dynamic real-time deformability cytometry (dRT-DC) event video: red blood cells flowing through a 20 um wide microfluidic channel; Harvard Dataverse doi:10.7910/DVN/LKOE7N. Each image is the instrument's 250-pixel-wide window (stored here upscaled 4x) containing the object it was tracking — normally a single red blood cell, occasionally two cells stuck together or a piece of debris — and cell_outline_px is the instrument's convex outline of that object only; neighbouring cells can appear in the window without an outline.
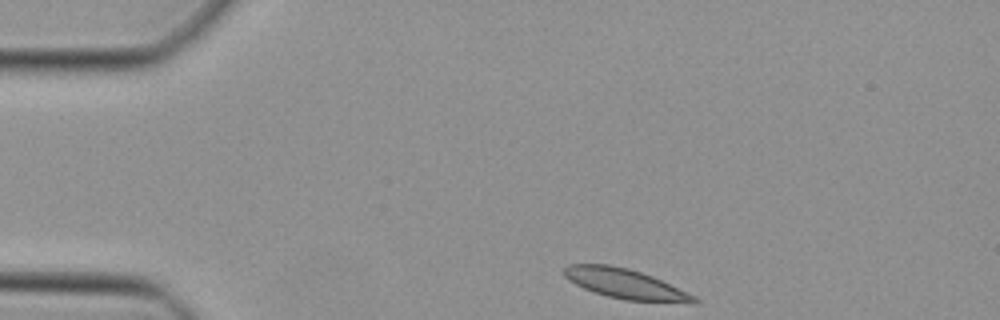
{"species": "Egyptian fruit bat (a non-hibernating species)", "species_latin": "Rousettus aegyptiacus", "temperature_condition": "cold", "stored_images_in_passage": 40, "camera_frame_rate_fps": 3000, "um_per_image_px": 0.085, "animal": {"sex": "female"}, "frame": {"image": 1, "passage_image": 1, "time_ms": 0.0, "image_size_px": [1000, 320], "cell_outline_px": [[700, 300], [696, 304], [692, 304], [624, 300], [608, 296], [584, 288], [568, 280], [564, 276], [564, 268], [568, 264], [608, 264], [628, 268], [652, 276], [688, 292], [696, 296]], "centroid_in_image_um": [53.22, 24.14], "position_along_channel_um": 31.8, "area_um2": 22.77}}
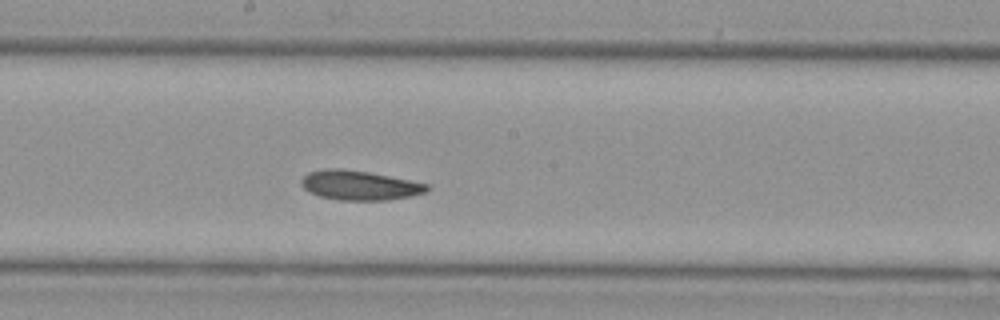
{"frame": {"image": 2, "passage_image": 18, "time_ms": 5.667, "image_size_px": [1000, 320], "cell_outline_px": [[432, 188], [424, 192], [408, 196], [388, 200], [340, 200], [320, 196], [308, 192], [300, 184], [300, 180], [308, 172], [324, 168], [340, 168], [368, 172], [428, 184]], "centroid_in_image_um": [30.5, 15.74], "position_along_channel_um": 217.7, "area_um2": 21.5}}
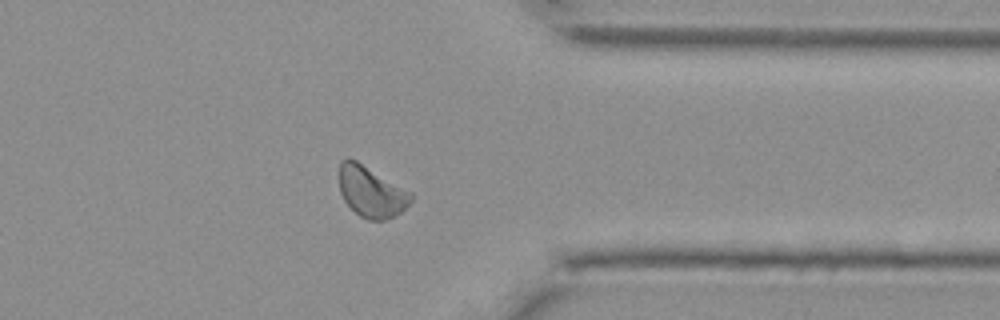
{"frame": {"image": 3, "passage_image": 30, "time_ms": 9.667, "image_size_px": [1000, 320], "cell_outline_px": [[412, 200], [400, 212], [384, 220], [368, 220], [360, 216], [344, 200], [340, 192], [340, 164], [344, 160], [356, 160], [412, 192]], "centroid_in_image_um": [31.57, 16.31], "position_along_channel_um": 379.8, "area_um2": 20.81}}